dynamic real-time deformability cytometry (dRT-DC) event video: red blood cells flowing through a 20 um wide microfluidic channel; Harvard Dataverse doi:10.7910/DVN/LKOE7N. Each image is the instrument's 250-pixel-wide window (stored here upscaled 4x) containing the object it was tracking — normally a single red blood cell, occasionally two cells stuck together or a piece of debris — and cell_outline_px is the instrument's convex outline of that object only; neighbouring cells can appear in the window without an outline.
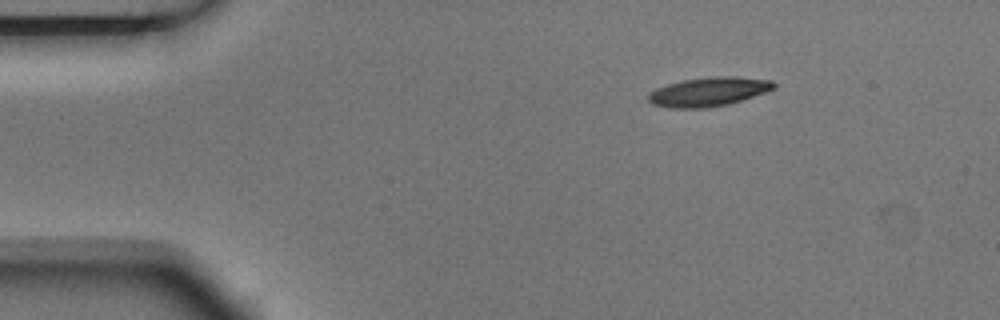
{"species": "Egyptian fruit bat (a non-hibernating species)", "species_latin": "Rousettus aegyptiacus", "temperature_condition": "room temperature", "stored_images_in_passage": 4, "segment_of_instrument_passage": [1, 2], "camera_frame_rate_fps": 3000, "um_per_image_px": 0.085, "animal": {"sex": "male"}, "frame": {"image": 1, "passage_image": 1, "time_ms": 0.0, "image_size_px": [1000, 320], "cell_outline_px": [[776, 88], [728, 104], [704, 108], [672, 108], [652, 104], [648, 100], [648, 92], [656, 88], [668, 84], [684, 80], [708, 76], [736, 76], [772, 80], [776, 84]], "centroid_in_image_um": [60.22, 7.78], "position_along_channel_um": 24.8, "area_um2": 21.21}}